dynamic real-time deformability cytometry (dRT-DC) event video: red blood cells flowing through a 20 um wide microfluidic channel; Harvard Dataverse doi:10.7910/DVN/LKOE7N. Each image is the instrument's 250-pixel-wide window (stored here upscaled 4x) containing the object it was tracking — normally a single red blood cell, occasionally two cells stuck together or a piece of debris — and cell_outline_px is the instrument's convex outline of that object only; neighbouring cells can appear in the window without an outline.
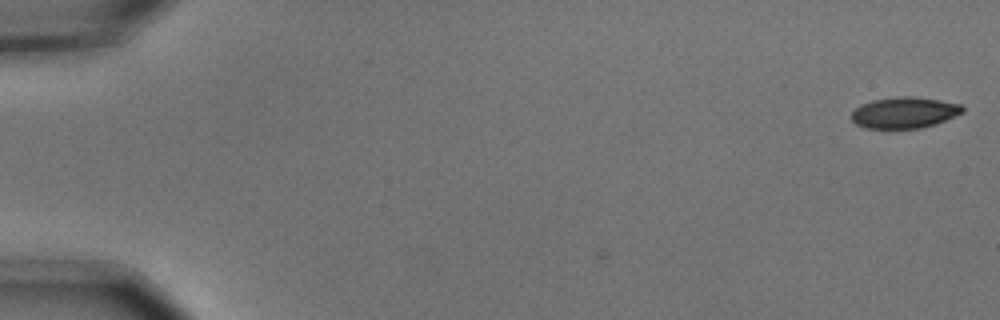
{"species": "common noctule bat (a hibernating species)", "species_latin": "Nyctalus noctula", "temperature_condition": "cold", "stored_images_in_passage": 2, "camera_frame_rate_fps": 3000, "um_per_image_px": 0.085, "animal": {"sex": "male", "body_mass_g": 15.6}, "frame": {"image": 1, "passage_image": 2, "time_ms": 0.333, "image_size_px": [1000, 320], "cell_outline_px": [[964, 112], [936, 124], [920, 128], [864, 128], [856, 124], [852, 120], [852, 112], [860, 104], [872, 100], [896, 96], [912, 96], [940, 100], [960, 104], [964, 108]], "centroid_in_image_um": [76.87, 9.56], "position_along_channel_um": 8.1, "area_um2": 20.23}}